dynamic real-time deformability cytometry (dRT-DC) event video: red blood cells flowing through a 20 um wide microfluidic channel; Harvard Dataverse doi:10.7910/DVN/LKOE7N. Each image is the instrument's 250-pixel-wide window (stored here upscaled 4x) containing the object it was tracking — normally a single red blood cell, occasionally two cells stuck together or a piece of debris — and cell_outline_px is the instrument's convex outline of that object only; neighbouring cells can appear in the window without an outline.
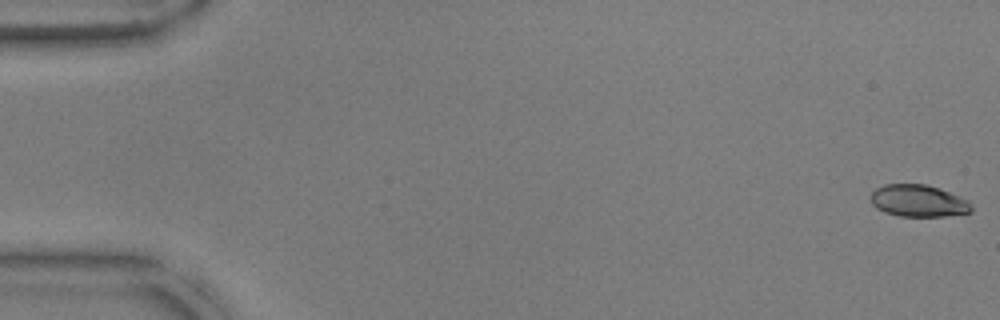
{"species": "common noctule bat (a hibernating species)", "species_latin": "Nyctalus noctula", "temperature_condition": "warm", "stored_images_in_passage": 53, "camera_frame_rate_fps": 3000, "um_per_image_px": 0.085, "animal": {"sex": "male", "body_mass_g": 17.9, "forearm_length_mm": 54.2}, "frame": {"image": 1, "passage_image": 1, "time_ms": 0.0, "image_size_px": [1000, 320], "cell_outline_px": [[972, 212], [944, 216], [900, 216], [884, 212], [876, 208], [872, 204], [872, 192], [876, 188], [884, 184], [928, 184], [940, 188], [960, 196], [968, 200], [972, 208]], "centroid_in_image_um": [78.07, 17.06], "position_along_channel_um": 6.9, "area_um2": 18.84}}
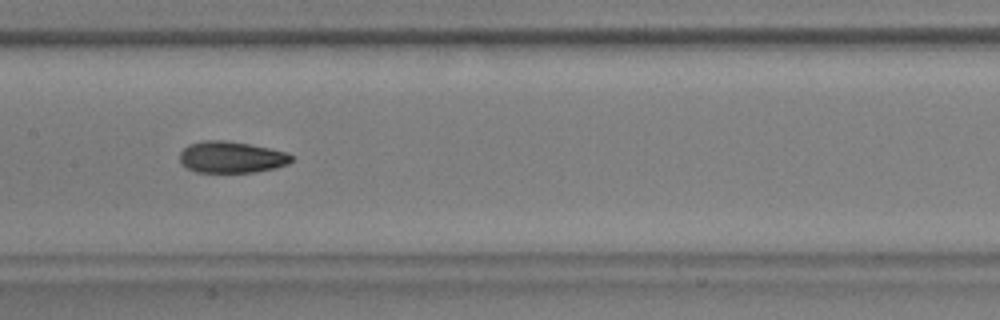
{"frame": {"image": 2, "passage_image": 27, "time_ms": 8.667, "image_size_px": [1000, 320], "cell_outline_px": [[292, 160], [288, 164], [276, 168], [256, 172], [196, 172], [188, 168], [180, 160], [180, 152], [188, 144], [204, 140], [228, 140], [288, 152], [292, 156]], "centroid_in_image_um": [19.68, 13.35], "position_along_channel_um": 187.7, "area_um2": 20.52}}
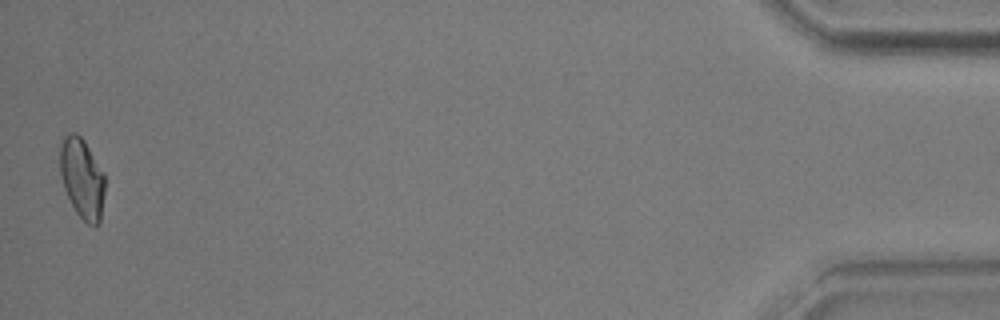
{"frame": {"image": 3, "passage_image": 53, "time_ms": 17.333, "image_size_px": [1000, 320], "cell_outline_px": [[104, 196], [100, 220], [96, 224], [88, 224], [76, 212], [64, 188], [60, 176], [60, 144], [64, 136], [68, 132], [76, 132], [84, 140], [104, 172]], "centroid_in_image_um": [6.96, 15.1], "position_along_channel_um": 428.2, "area_um2": 20.92}, "authors_computed_cell_mechanics": {"area_um2": 20.7502, "velocity_mm_per_s": 3.802, "shape_relaxation_time_tau1_ms": 5.7199, "shape_relaxation_time_tau2_ms": 1.8794, "deformation_change_tau1": 0.1535, "deformation_change_tau2": 0.0723}}